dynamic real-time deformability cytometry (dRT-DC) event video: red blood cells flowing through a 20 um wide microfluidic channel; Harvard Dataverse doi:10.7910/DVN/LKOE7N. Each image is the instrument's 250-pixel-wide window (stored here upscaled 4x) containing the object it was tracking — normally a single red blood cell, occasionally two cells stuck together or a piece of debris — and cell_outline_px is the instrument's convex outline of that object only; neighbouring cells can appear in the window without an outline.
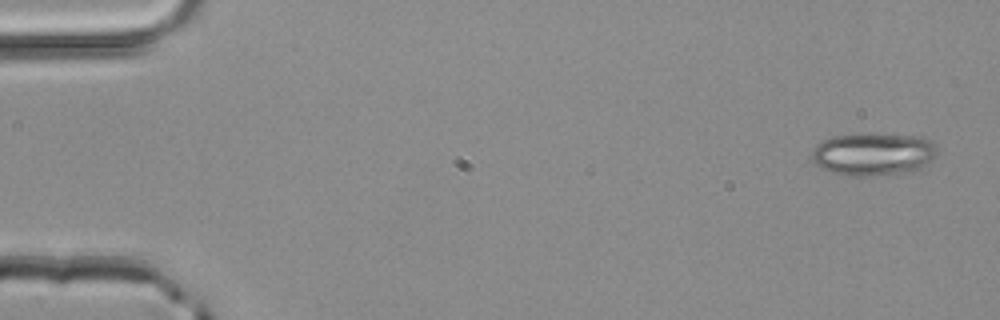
{"species": "common noctule bat (a hibernating species)", "species_latin": "Nyctalus noctula", "temperature_condition": "room temperature", "stored_images_in_passage": 3, "camera_frame_rate_fps": 3000, "um_per_image_px": 0.085, "animal": {"sex": "male", "body_mass_g": 20.4}, "frame": {"image": 1, "passage_image": 1, "time_ms": 0.0, "image_size_px": [1000, 320], "cell_outline_px": [[936, 156], [932, 160], [920, 168], [912, 172], [872, 176], [844, 176], [820, 168], [812, 160], [812, 152], [816, 144], [832, 136], [920, 136], [932, 140], [936, 148]], "centroid_in_image_um": [74.23, 13.15], "position_along_channel_um": 10.8, "area_um2": 30.75}}